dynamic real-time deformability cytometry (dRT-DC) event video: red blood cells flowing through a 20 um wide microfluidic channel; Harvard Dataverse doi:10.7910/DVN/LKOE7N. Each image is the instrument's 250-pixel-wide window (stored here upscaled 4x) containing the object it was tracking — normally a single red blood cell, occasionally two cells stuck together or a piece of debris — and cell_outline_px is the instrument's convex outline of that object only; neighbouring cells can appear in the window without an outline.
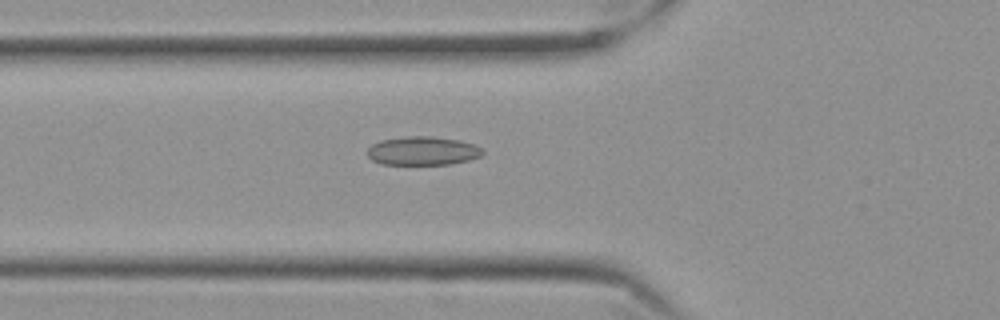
{"species": "Egyptian fruit bat (a non-hibernating species)", "species_latin": "Rousettus aegyptiacus", "temperature_condition": "cold", "stored_images_in_passage": 44, "camera_frame_rate_fps": 3000, "um_per_image_px": 0.085, "frame": {"image": 1, "passage_image": 7, "time_ms": 2.0, "image_size_px": [1000, 320], "cell_outline_px": [[484, 152], [480, 156], [468, 160], [448, 164], [384, 164], [372, 160], [368, 156], [368, 148], [372, 144], [380, 140], [408, 136], [432, 136], [460, 140], [472, 144], [480, 148]], "centroid_in_image_um": [35.91, 12.81], "position_along_channel_um": 89.9, "area_um2": 19.07}}
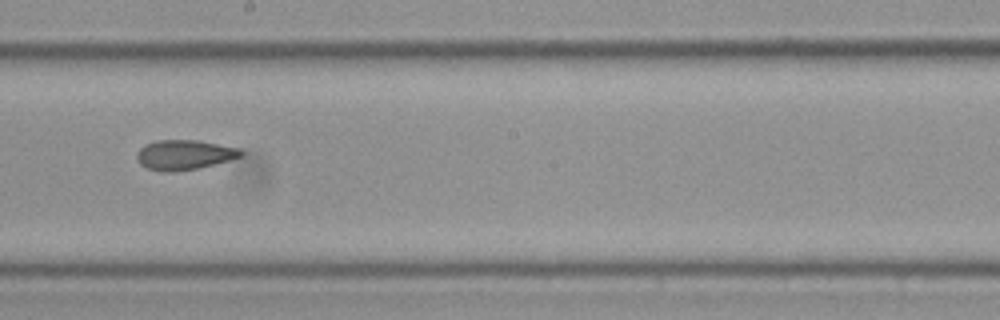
{"frame": {"image": 2, "passage_image": 19, "time_ms": 6.0, "image_size_px": [1000, 320], "cell_outline_px": [[244, 152], [240, 156], [228, 160], [196, 168], [172, 172], [164, 172], [148, 168], [140, 164], [136, 156], [140, 148], [156, 140], [196, 140], [240, 148]], "centroid_in_image_um": [15.65, 13.15], "position_along_channel_um": 232.5, "area_um2": 17.74}}
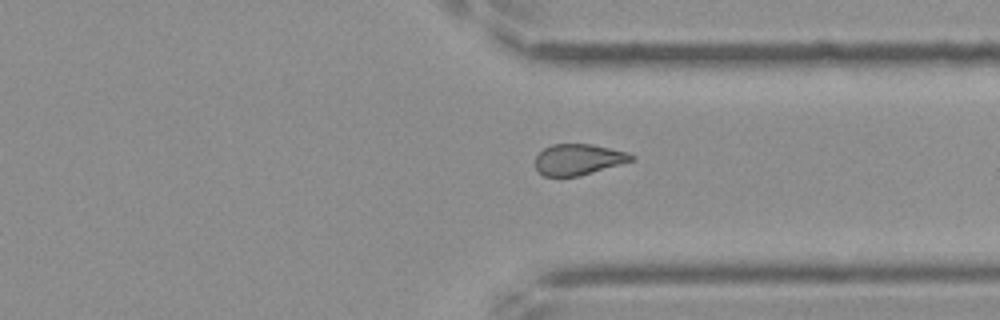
{"frame": {"image": 3, "passage_image": 30, "time_ms": 9.667, "image_size_px": [1000, 320], "cell_outline_px": [[636, 160], [580, 176], [544, 176], [536, 168], [536, 156], [544, 148], [552, 144], [592, 144], [628, 152], [636, 156]], "centroid_in_image_um": [49.21, 13.55], "position_along_channel_um": 362.2, "area_um2": 17.46}, "authors_computed_cell_mechanics": {"area_um2": 18.0625, "velocity_mm_per_s": 3.5397, "shape_relaxation_time_tau1_ms": null, "shape_relaxation_time_tau2_ms": 3.537, "deformation_change_tau1": null, "deformation_change_tau2": 0.0999}}